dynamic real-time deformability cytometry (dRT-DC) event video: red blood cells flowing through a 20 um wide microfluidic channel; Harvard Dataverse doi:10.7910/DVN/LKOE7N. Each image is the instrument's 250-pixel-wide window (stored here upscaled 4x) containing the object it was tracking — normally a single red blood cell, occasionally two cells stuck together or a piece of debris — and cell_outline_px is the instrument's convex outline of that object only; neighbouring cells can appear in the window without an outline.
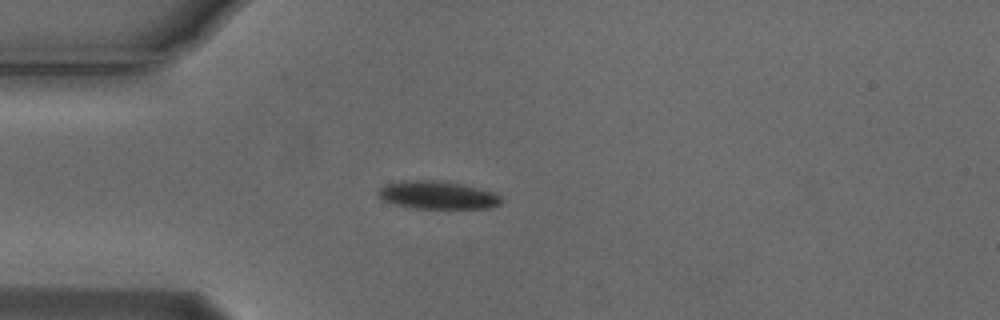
{"species": "Egyptian fruit bat (a non-hibernating species)", "species_latin": "Rousettus aegyptiacus", "temperature_condition": "cold", "stored_images_in_passage": 3, "camera_frame_rate_fps": 3000, "um_per_image_px": 0.085, "animal": {"sex": "male"}, "frame": {"image": 1, "passage_image": 3, "time_ms": 0.667, "image_size_px": [1000, 320], "cell_outline_px": [[500, 204], [488, 208], [412, 208], [396, 204], [384, 200], [376, 192], [384, 184], [400, 180], [440, 180], [460, 184], [492, 192], [500, 196]], "centroid_in_image_um": [37.13, 16.57], "position_along_channel_um": 47.9, "area_um2": 19.83}}